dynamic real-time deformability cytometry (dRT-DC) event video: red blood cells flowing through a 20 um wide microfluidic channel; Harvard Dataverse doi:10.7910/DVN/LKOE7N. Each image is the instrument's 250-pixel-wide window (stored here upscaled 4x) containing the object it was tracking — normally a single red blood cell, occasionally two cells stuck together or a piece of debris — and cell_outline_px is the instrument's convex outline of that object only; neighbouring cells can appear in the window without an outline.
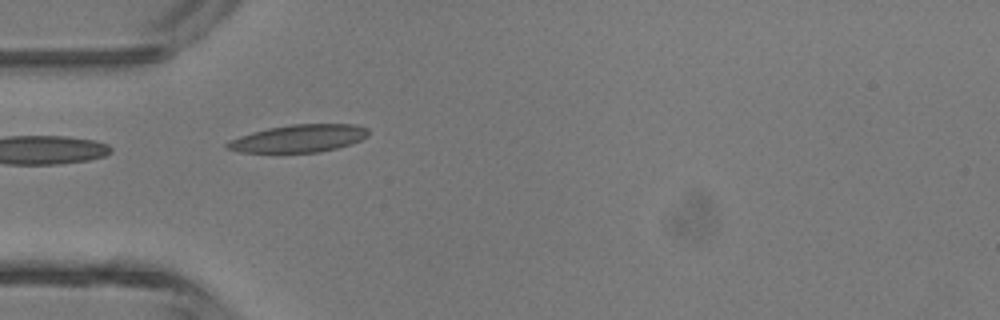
{"species": "common noctule bat (a hibernating species)", "species_latin": "Nyctalus noctula", "temperature_condition": "room temperature", "stored_images_in_passage": 1, "camera_frame_rate_fps": 3000, "um_per_image_px": 0.085, "animal": {"sex": "male", "body_mass_g": 13.3}, "frame": {"image": 1, "passage_image": 1, "time_ms": 0.0, "image_size_px": [1000, 320], "cell_outline_px": [[368, 136], [360, 140], [336, 148], [320, 152], [240, 152], [224, 148], [224, 144], [228, 140], [252, 132], [268, 128], [292, 124], [356, 124], [368, 128]], "centroid_in_image_um": [25.36, 11.76], "position_along_channel_um": 59.6, "area_um2": 22.66}}